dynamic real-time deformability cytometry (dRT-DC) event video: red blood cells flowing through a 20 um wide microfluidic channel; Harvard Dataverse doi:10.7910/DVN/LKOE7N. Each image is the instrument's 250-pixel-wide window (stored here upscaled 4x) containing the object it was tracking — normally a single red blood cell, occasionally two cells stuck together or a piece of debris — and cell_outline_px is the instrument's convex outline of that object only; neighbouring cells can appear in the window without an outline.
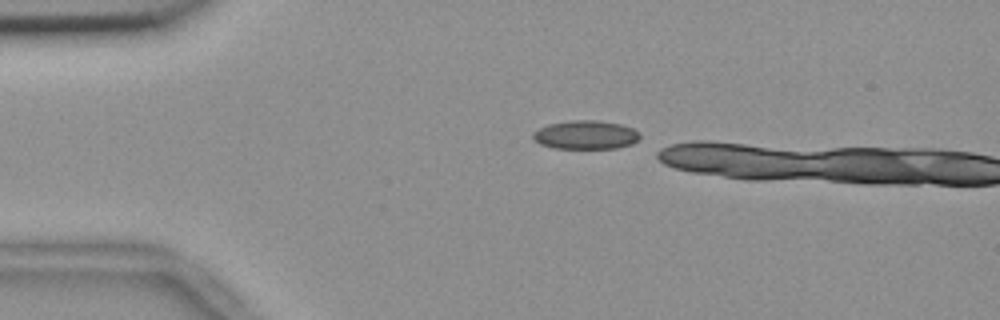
{"species": "common noctule bat (a hibernating species)", "species_latin": "Nyctalus noctula", "temperature_condition": "room temperature", "stored_images_in_passage": 4, "camera_frame_rate_fps": 3000, "um_per_image_px": 0.085, "animal": {"sex": "female", "body_mass_g": 18.4}, "frame": {"image": 1, "passage_image": 2, "time_ms": 0.333, "image_size_px": [1000, 320], "cell_outline_px": [[640, 136], [632, 144], [616, 148], [552, 148], [540, 144], [532, 140], [532, 132], [548, 124], [572, 120], [596, 120], [620, 124], [632, 128], [640, 132]], "centroid_in_image_um": [49.75, 11.46], "position_along_channel_um": 35.3, "area_um2": 17.92}}